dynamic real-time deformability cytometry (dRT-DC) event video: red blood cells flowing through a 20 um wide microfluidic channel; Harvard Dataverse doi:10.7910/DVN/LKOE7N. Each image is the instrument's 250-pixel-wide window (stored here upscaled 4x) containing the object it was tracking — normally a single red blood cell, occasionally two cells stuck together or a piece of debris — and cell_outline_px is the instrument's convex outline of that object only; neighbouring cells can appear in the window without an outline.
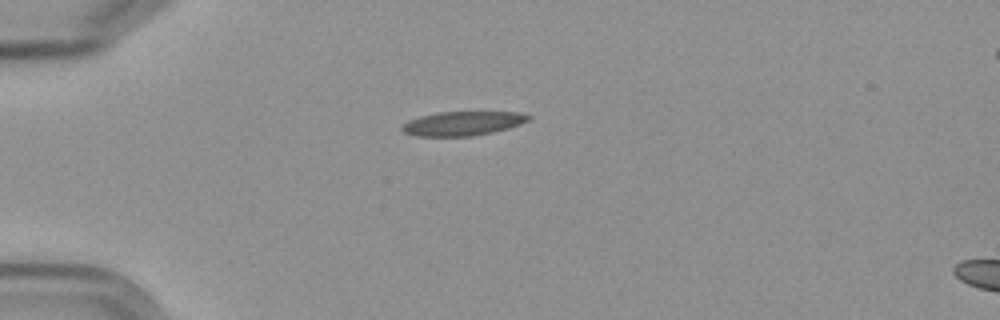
{"species": "Egyptian fruit bat (a non-hibernating species)", "species_latin": "Rousettus aegyptiacus", "temperature_condition": "cold", "stored_images_in_passage": 6, "camera_frame_rate_fps": 3000, "um_per_image_px": 0.085, "frame": {"image": 1, "passage_image": 1, "time_ms": 0.0, "image_size_px": [1000, 320], "cell_outline_px": [[532, 116], [528, 120], [520, 124], [508, 128], [492, 132], [472, 136], [416, 136], [404, 132], [400, 128], [408, 120], [420, 116], [436, 112], [516, 112]], "centroid_in_image_um": [39.3, 10.49], "position_along_channel_um": 45.7, "area_um2": 17.69}}
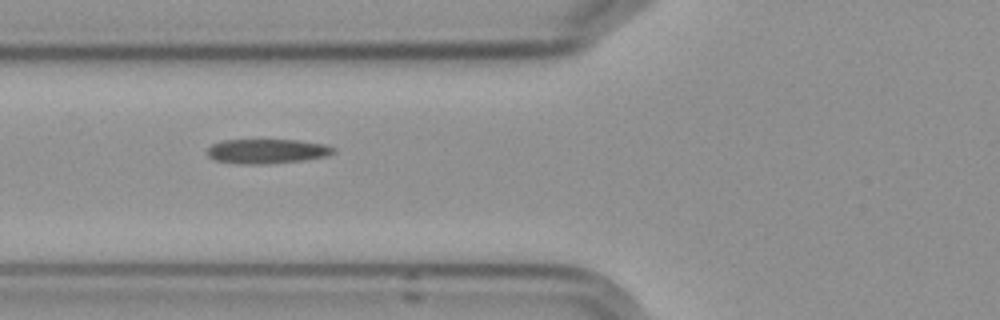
{"frame": {"image": 2, "passage_image": 3, "time_ms": 2.333, "image_size_px": [1000, 320], "cell_outline_px": [[336, 152], [328, 156], [304, 160], [268, 164], [240, 164], [216, 160], [208, 156], [208, 148], [212, 144], [220, 140], [300, 140], [324, 144], [336, 148]], "centroid_in_image_um": [22.73, 12.85], "position_along_channel_um": 103.1, "area_um2": 18.21}}
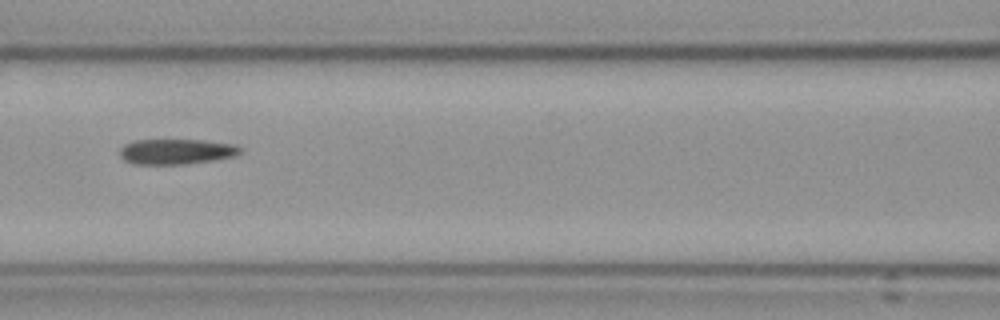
{"frame": {"image": 3, "passage_image": 4, "time_ms": 3.667, "image_size_px": [1000, 320], "cell_outline_px": [[240, 152], [232, 156], [212, 160], [184, 164], [132, 164], [124, 160], [120, 156], [120, 148], [124, 144], [136, 140], [204, 140], [232, 144], [240, 148]], "centroid_in_image_um": [14.91, 12.88], "position_along_channel_um": 151.7, "area_um2": 17.57}}